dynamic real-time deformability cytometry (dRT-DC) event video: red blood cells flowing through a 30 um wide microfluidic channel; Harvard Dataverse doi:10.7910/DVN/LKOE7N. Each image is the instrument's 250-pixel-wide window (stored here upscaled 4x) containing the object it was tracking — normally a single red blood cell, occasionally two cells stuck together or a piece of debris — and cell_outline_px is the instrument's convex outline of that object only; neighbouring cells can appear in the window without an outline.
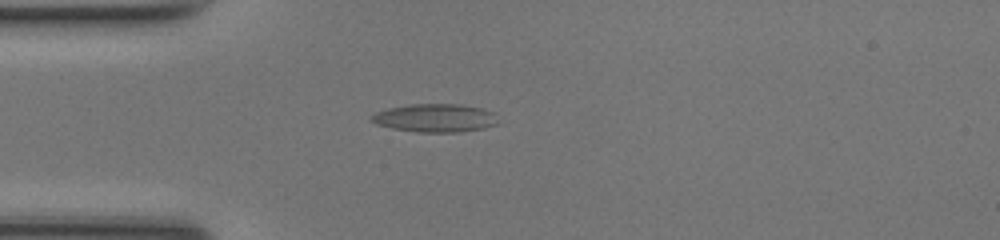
{"species": "common noctule bat (a hibernating species)", "species_latin": "Nyctalus noctula", "temperature_condition": "room temperature", "stored_images_in_passage": 49, "camera_frame_rate_fps": 3000, "um_per_image_px": 0.085, "animal": {"sex": "female", "body_mass_g": 17.0, "forearm_length_mm": 48.0}, "frame": {"image": 1, "passage_image": 13, "time_ms": 4.0, "image_size_px": [1000, 240], "cell_outline_px": [[496, 124], [480, 128], [452, 132], [424, 132], [396, 128], [380, 124], [372, 120], [372, 116], [380, 112], [392, 108], [412, 104], [452, 104], [480, 108], [492, 112]], "centroid_in_image_um": [37.01, 10.02], "position_along_channel_um": 48.0, "area_um2": 19.59}}
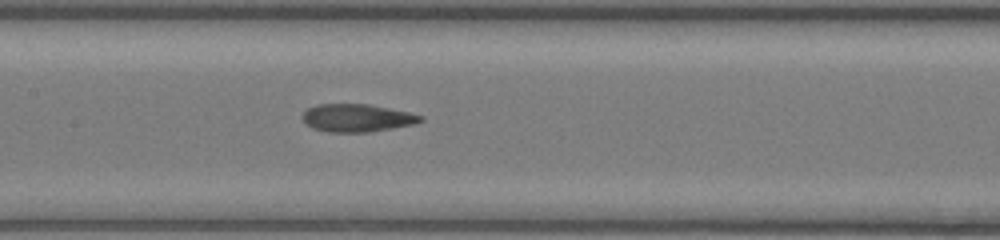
{"frame": {"image": 2, "passage_image": 23, "time_ms": 7.333, "image_size_px": [1000, 240], "cell_outline_px": [[424, 120], [412, 124], [364, 132], [332, 132], [316, 128], [308, 124], [304, 120], [304, 112], [308, 108], [320, 104], [368, 104], [408, 112], [420, 116]], "centroid_in_image_um": [30.34, 10.01], "position_along_channel_um": 177.1, "area_um2": 18.38}}
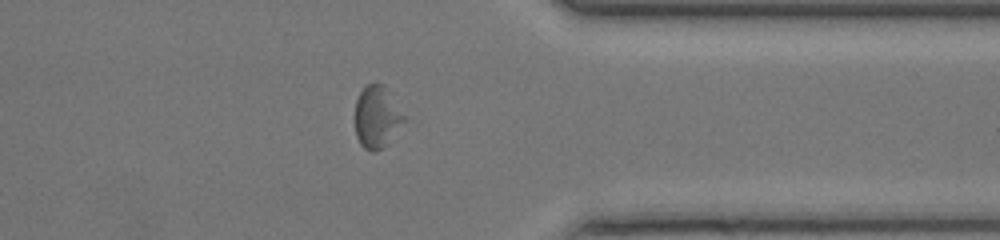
{"frame": {"image": 3, "passage_image": 38, "time_ms": 12.333, "image_size_px": [1000, 240], "cell_outline_px": [[404, 120], [384, 144], [380, 148], [372, 152], [364, 148], [360, 144], [356, 136], [356, 100], [360, 92], [368, 84], [380, 84], [404, 116]], "centroid_in_image_um": [31.96, 9.97], "position_along_channel_um": 379.4, "area_um2": 16.42}, "authors_computed_cell_mechanics": {"area_um2": 18.6694, "velocity_mm_per_s": 4.2342, "shape_relaxation_time_tau1_ms": null, "shape_relaxation_time_tau2_ms": 4.2607, "deformation_change_tau1": null, "deformation_change_tau2": 0.1469}}